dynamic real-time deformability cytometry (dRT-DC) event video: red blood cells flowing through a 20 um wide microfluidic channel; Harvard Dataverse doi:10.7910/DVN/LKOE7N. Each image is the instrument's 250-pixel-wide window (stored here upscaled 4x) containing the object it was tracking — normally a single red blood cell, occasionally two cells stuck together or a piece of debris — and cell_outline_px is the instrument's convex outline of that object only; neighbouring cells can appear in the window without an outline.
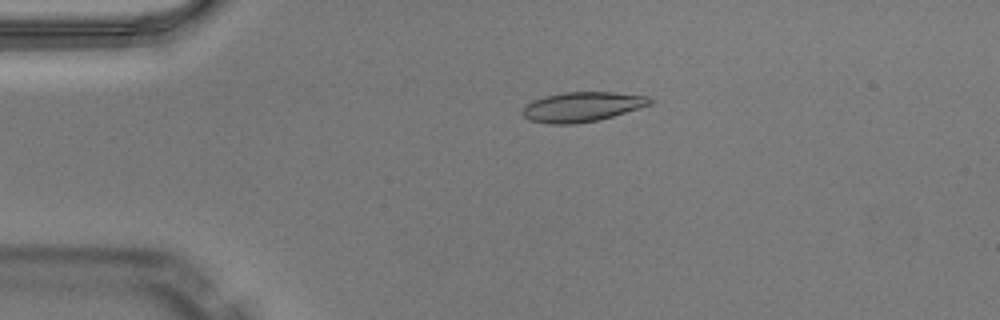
{"species": "Egyptian fruit bat (a non-hibernating species)", "species_latin": "Rousettus aegyptiacus", "temperature_condition": "warm", "stored_images_in_passage": 39, "camera_frame_rate_fps": 3000, "um_per_image_px": 0.085, "animal": {"sex": "male"}, "frame": {"image": 1, "passage_image": 1, "time_ms": 0.0, "image_size_px": [1000, 320], "cell_outline_px": [[652, 104], [640, 108], [612, 116], [596, 120], [572, 124], [548, 124], [528, 120], [520, 112], [532, 100], [544, 96], [564, 92], [616, 92], [648, 96], [652, 100]], "centroid_in_image_um": [49.46, 9.07], "position_along_channel_um": 35.5, "area_um2": 22.08}}
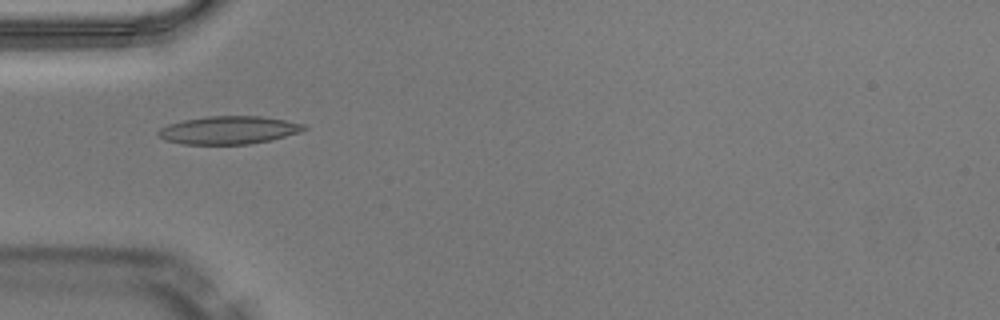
{"frame": {"image": 2, "passage_image": 6, "time_ms": 1.667, "image_size_px": [1000, 320], "cell_outline_px": [[308, 128], [300, 132], [272, 140], [248, 144], [184, 144], [164, 140], [156, 136], [156, 132], [160, 128], [168, 124], [184, 120], [208, 116], [260, 116], [284, 120], [304, 124]], "centroid_in_image_um": [19.41, 11.06], "position_along_channel_um": 65.6, "area_um2": 23.81}, "authors_computed_cell_mechanics": {"area_um2": 22.4842, "velocity_mm_per_s": 4.1052, "shape_relaxation_time_tau1_ms": null, "shape_relaxation_time_tau2_ms": 1.8484, "deformation_change_tau1": null, "deformation_change_tau2": 0.0825}}